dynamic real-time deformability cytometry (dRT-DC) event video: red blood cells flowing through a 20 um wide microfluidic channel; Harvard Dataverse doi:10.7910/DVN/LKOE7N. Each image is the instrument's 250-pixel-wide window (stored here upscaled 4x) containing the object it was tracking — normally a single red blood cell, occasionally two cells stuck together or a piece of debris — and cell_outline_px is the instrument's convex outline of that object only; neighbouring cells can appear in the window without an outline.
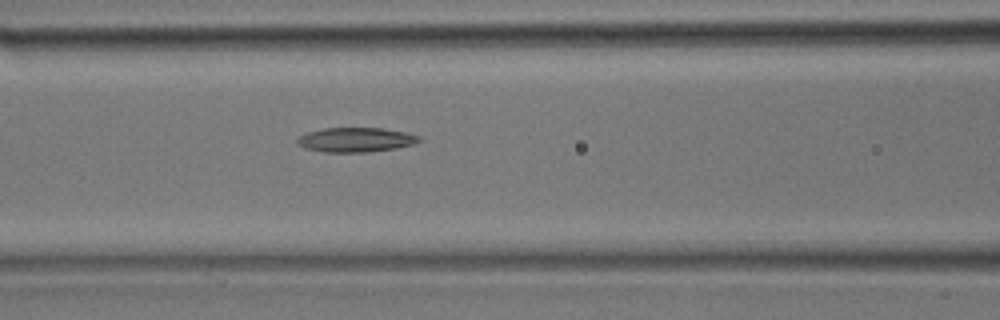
{"species": "common noctule bat (a hibernating species)", "species_latin": "Nyctalus noctula", "temperature_condition": "room temperature", "stored_images_in_passage": 22, "camera_frame_rate_fps": 3000, "um_per_image_px": 0.085, "animal": {"sex": "male", "body_mass_g": 17.9}, "frame": {"image": 1, "passage_image": 10, "time_ms": 3.0, "image_size_px": [1000, 320], "cell_outline_px": [[424, 140], [412, 144], [396, 148], [364, 152], [324, 152], [308, 148], [296, 144], [296, 140], [300, 136], [308, 132], [324, 128], [384, 128], [404, 132], [420, 136]], "centroid_in_image_um": [30.26, 11.87], "position_along_channel_um": 136.3, "area_um2": 17.28}}
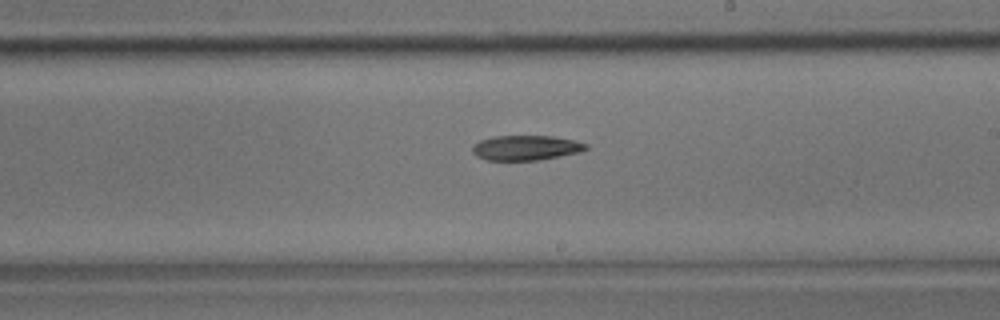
{"frame": {"image": 2, "passage_image": 15, "time_ms": 4.667, "image_size_px": [1000, 320], "cell_outline_px": [[588, 148], [580, 152], [540, 160], [488, 160], [476, 156], [472, 152], [472, 144], [480, 140], [496, 136], [552, 136], [572, 140], [588, 144]], "centroid_in_image_um": [44.68, 12.56], "position_along_channel_um": 244.3, "area_um2": 16.47}}
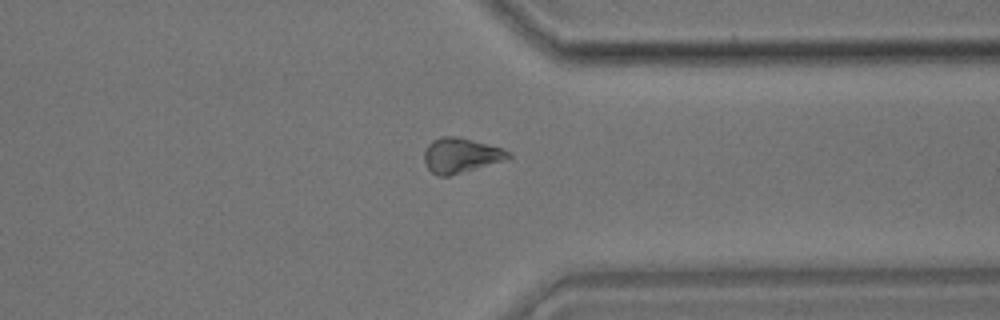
{"frame": {"image": 3, "passage_image": 21, "time_ms": 6.667, "image_size_px": [1000, 320], "cell_outline_px": [[512, 156], [508, 160], [448, 176], [440, 176], [432, 172], [424, 164], [424, 152], [428, 144], [432, 140], [440, 136], [460, 136], [500, 148], [512, 152]], "centroid_in_image_um": [39.18, 13.2], "position_along_channel_um": 372.2, "area_um2": 17.28}}